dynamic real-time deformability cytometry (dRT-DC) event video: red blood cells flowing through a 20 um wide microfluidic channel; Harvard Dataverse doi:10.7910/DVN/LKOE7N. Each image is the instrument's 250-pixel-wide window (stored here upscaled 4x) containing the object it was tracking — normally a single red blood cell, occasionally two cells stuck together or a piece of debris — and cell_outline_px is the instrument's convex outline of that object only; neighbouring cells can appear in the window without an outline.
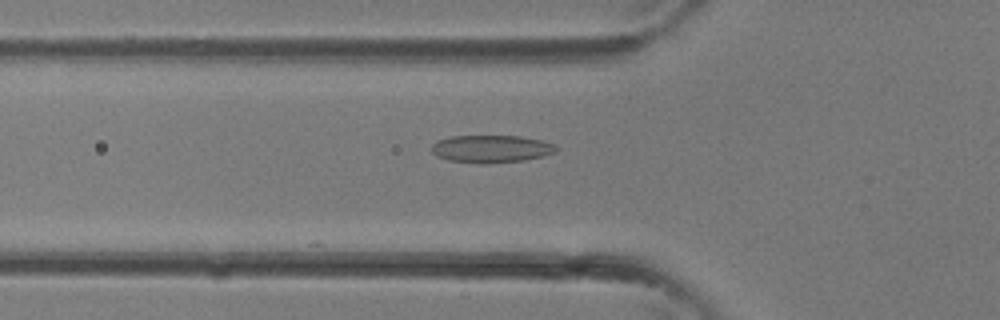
{"species": "common noctule bat (a hibernating species)", "species_latin": "Nyctalus noctula", "temperature_condition": "room temperature", "stored_images_in_passage": 36, "camera_frame_rate_fps": 3000, "um_per_image_px": 0.085, "animal": {"sex": "female"}, "frame": {"image": 1, "passage_image": 13, "time_ms": 4.0, "image_size_px": [1000, 320], "cell_outline_px": [[560, 148], [556, 152], [544, 156], [524, 160], [480, 164], [448, 160], [436, 156], [432, 152], [432, 144], [436, 140], [448, 136], [520, 136], [544, 140], [556, 144]], "centroid_in_image_um": [41.78, 12.64], "position_along_channel_um": 84.0, "area_um2": 20.35}}
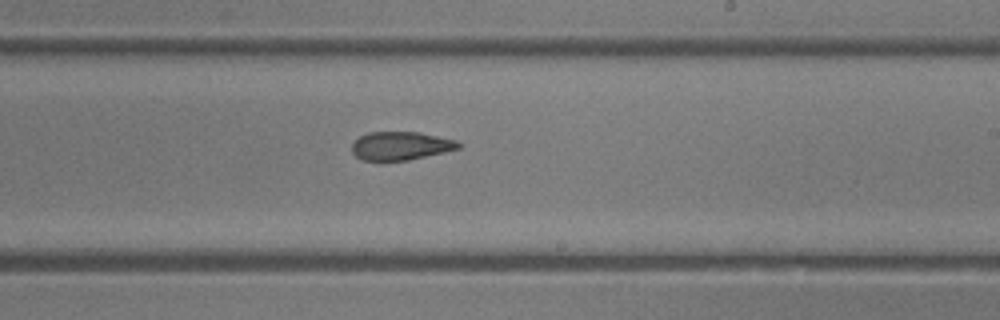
{"frame": {"image": 2, "passage_image": 22, "time_ms": 7.0, "image_size_px": [1000, 320], "cell_outline_px": [[464, 144], [460, 148], [444, 152], [408, 160], [364, 160], [356, 156], [352, 152], [352, 144], [360, 136], [368, 132], [420, 132], [456, 140]], "centroid_in_image_um": [34.09, 12.38], "position_along_channel_um": 254.9, "area_um2": 17.57}}
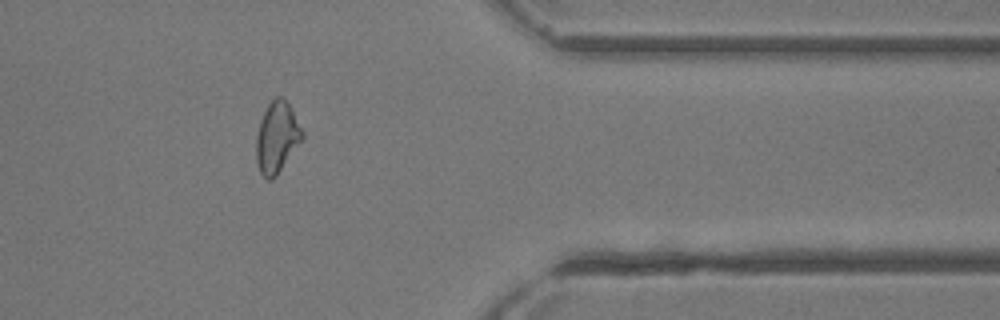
{"frame": {"image": 3, "passage_image": 30, "time_ms": 9.667, "image_size_px": [1000, 320], "cell_outline_px": [[304, 136], [276, 176], [272, 180], [268, 180], [260, 172], [256, 164], [256, 136], [260, 120], [268, 104], [276, 96], [280, 96], [292, 108], [304, 132]], "centroid_in_image_um": [23.53, 11.68], "position_along_channel_um": 387.9, "area_um2": 18.96}}